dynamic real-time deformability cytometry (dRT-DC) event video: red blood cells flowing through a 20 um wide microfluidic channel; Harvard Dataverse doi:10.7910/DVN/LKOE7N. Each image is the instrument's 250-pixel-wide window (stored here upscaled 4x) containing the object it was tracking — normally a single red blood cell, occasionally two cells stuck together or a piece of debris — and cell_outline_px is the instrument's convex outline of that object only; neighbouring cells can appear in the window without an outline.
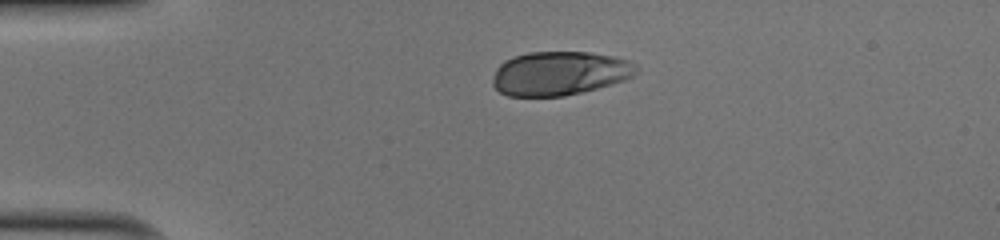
{"species": "human", "species_latin": "Homo sapiens", "temperature_condition": "cold", "stored_images_in_passage": 31, "camera_frame_rate_fps": 3000, "um_per_image_px": 0.085, "donor": {"sex": "male"}, "frame": {"image": 1, "passage_image": 1, "time_ms": 0.0, "image_size_px": [1000, 240], "cell_outline_px": [[640, 68], [632, 76], [624, 80], [596, 88], [564, 96], [508, 96], [500, 92], [492, 84], [492, 80], [496, 68], [504, 60], [528, 52], [588, 52], [612, 56], [628, 60], [636, 64]], "centroid_in_image_um": [47.55, 6.23], "position_along_channel_um": 37.4, "area_um2": 36.65}}
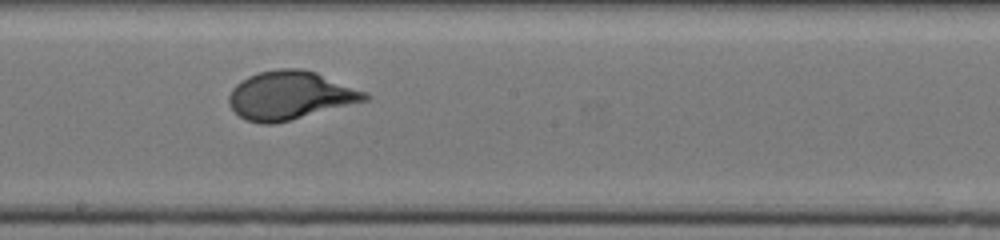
{"frame": {"image": 2, "passage_image": 18, "time_ms": 5.667, "image_size_px": [1000, 240], "cell_outline_px": [[372, 96], [368, 100], [272, 124], [260, 124], [248, 120], [240, 116], [228, 104], [228, 96], [232, 88], [240, 80], [248, 76], [260, 72], [276, 68], [300, 68], [316, 72], [368, 92]], "centroid_in_image_um": [24.66, 8.09], "position_along_channel_um": 223.5, "area_um2": 38.26}}
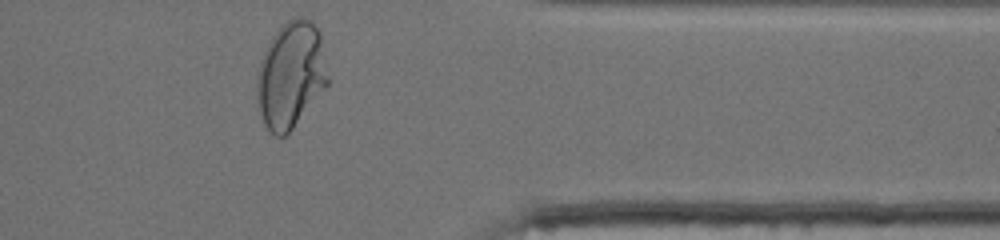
{"frame": {"image": 3, "passage_image": 31, "time_ms": 10.0, "image_size_px": [1000, 240], "cell_outline_px": [[328, 84], [292, 128], [284, 136], [272, 136], [264, 124], [260, 112], [256, 92], [256, 84], [260, 60], [272, 36], [288, 20], [296, 16], [304, 16], [312, 20], [320, 32], [328, 80]], "centroid_in_image_um": [24.7, 6.35], "position_along_channel_um": 386.7, "area_um2": 43.64}, "authors_computed_cell_mechanics": {"area_um2": 37.1654, "velocity_mm_per_s": 4.0322, "shape_relaxation_time_tau1_ms": 4.803, "shape_relaxation_time_tau2_ms": null, "deformation_change_tau1": 0.2118, "deformation_change_tau2": null}}